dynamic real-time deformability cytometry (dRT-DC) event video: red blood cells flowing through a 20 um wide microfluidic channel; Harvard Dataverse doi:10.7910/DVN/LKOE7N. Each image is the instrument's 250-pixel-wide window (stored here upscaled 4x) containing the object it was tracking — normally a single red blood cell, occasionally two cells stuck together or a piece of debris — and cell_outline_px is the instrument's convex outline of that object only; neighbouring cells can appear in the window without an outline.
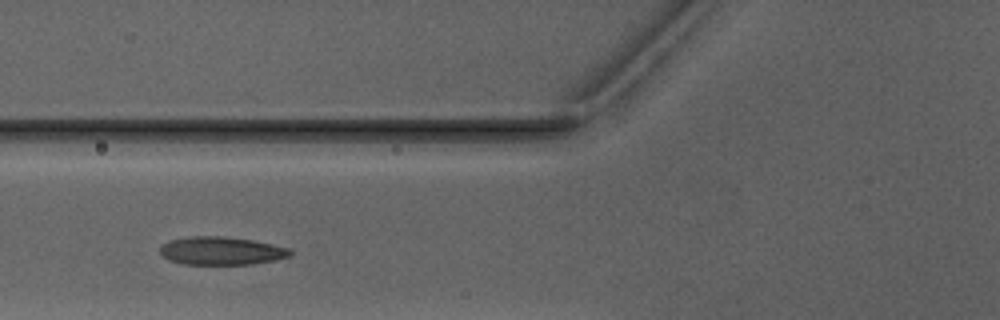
{"species": "Egyptian fruit bat (a non-hibernating species)", "species_latin": "Rousettus aegyptiacus", "temperature_condition": "warm", "stored_images_in_passage": 2, "camera_frame_rate_fps": 3000, "um_per_image_px": 0.085, "animal": {"sex": "male"}, "frame": {"image": 1, "passage_image": 2, "time_ms": 1.0, "image_size_px": [1000, 320], "cell_outline_px": [[292, 256], [276, 260], [252, 264], [184, 264], [168, 260], [160, 252], [160, 248], [164, 244], [172, 240], [192, 236], [220, 236], [252, 240], [272, 244], [288, 248], [292, 252]], "centroid_in_image_um": [18.85, 21.33], "position_along_channel_um": 107.0, "area_um2": 21.15}}